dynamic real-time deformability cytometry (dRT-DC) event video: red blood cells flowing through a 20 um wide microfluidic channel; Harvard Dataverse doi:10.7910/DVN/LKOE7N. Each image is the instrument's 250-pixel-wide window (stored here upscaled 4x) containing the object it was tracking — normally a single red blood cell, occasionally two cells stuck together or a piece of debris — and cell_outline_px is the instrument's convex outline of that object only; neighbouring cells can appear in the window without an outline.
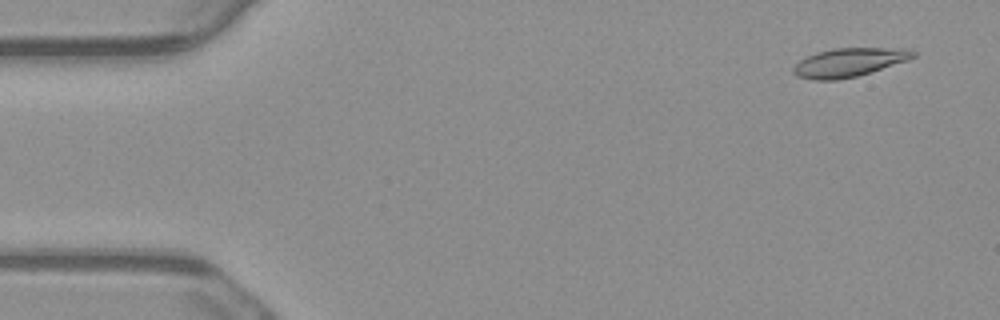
{"species": "common noctule bat (a hibernating species)", "species_latin": "Nyctalus noctula", "temperature_condition": "warm", "stored_images_in_passage": 4, "camera_frame_rate_fps": 3000, "um_per_image_px": 0.085, "animal": {"sex": "male", "body_mass_g": 23.1, "forearm_length_mm": 52.7}, "frame": {"image": 1, "passage_image": 1, "time_ms": 0.0, "image_size_px": [1000, 320], "cell_outline_px": [[916, 56], [908, 60], [872, 72], [856, 76], [836, 80], [812, 80], [796, 76], [792, 72], [792, 68], [800, 60], [816, 52], [832, 48], [912, 48], [916, 52]], "centroid_in_image_um": [72.19, 5.3], "position_along_channel_um": 12.8, "area_um2": 20.23}}
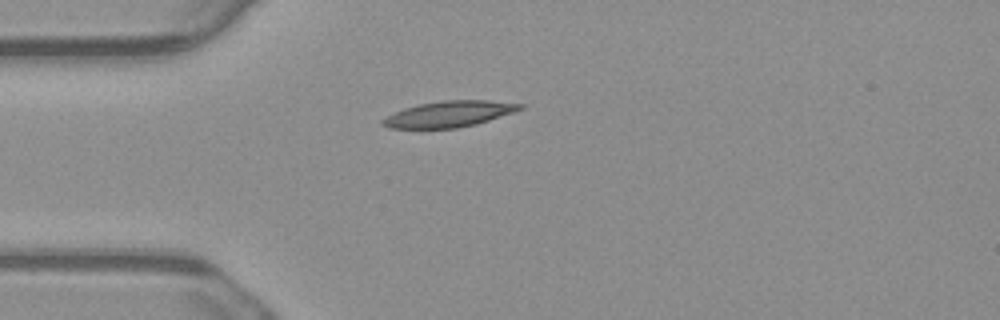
{"frame": {"image": 2, "passage_image": 4, "time_ms": 1.0, "image_size_px": [1000, 320], "cell_outline_px": [[524, 108], [476, 124], [456, 128], [388, 128], [380, 124], [380, 120], [404, 108], [420, 104], [444, 100], [488, 100], [524, 104]], "centroid_in_image_um": [38.16, 9.69], "position_along_channel_um": 46.8, "area_um2": 20.58}}